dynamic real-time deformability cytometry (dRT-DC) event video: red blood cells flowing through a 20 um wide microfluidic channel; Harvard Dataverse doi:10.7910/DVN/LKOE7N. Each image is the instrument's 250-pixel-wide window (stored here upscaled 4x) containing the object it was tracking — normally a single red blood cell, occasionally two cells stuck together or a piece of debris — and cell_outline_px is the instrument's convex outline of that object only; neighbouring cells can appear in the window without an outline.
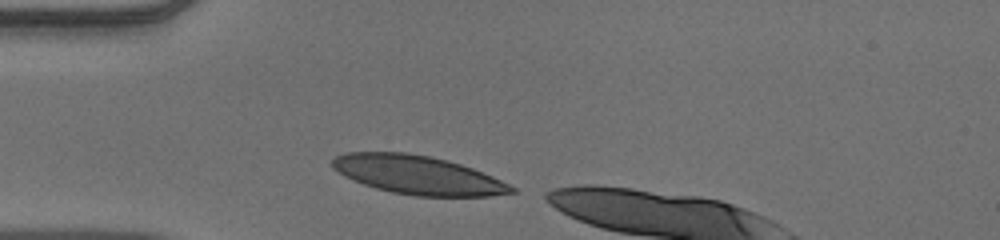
{"species": "human", "species_latin": "Homo sapiens", "temperature_condition": "warm", "stored_images_in_passage": 30, "camera_frame_rate_fps": 3000, "um_per_image_px": 0.085, "donor": {"sex": "male"}, "frame": {"image": 1, "passage_image": 1, "time_ms": 0.0, "image_size_px": [1000, 240], "cell_outline_px": [[516, 192], [488, 196], [416, 196], [392, 192], [376, 188], [352, 180], [344, 176], [332, 168], [332, 160], [336, 156], [348, 152], [408, 152], [432, 156], [448, 160], [472, 168], [492, 176], [516, 188]], "centroid_in_image_um": [35.49, 14.86], "position_along_channel_um": 49.5, "area_um2": 40.29}}
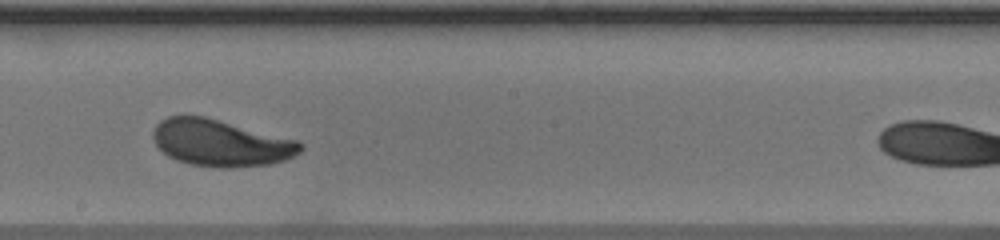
{"frame": {"image": 2, "passage_image": 16, "time_ms": 5.0, "image_size_px": [1000, 240], "cell_outline_px": [[304, 148], [300, 152], [284, 160], [272, 164], [232, 168], [216, 168], [192, 164], [176, 160], [168, 156], [156, 144], [152, 136], [152, 132], [156, 124], [160, 120], [168, 116], [204, 116], [296, 140], [304, 144]], "centroid_in_image_um": [18.75, 12.16], "position_along_channel_um": 229.4, "area_um2": 40.0}}
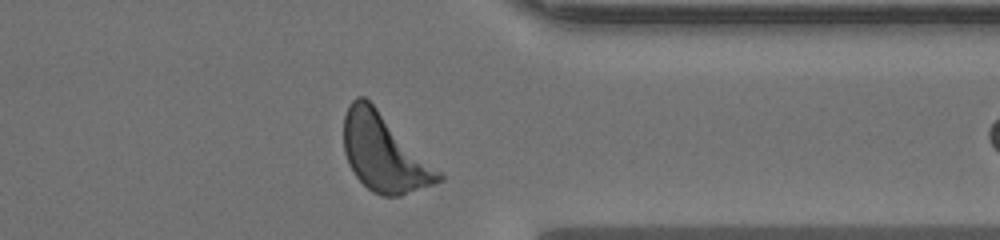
{"frame": {"image": 3, "passage_image": 28, "time_ms": 9.0, "image_size_px": [1000, 240], "cell_outline_px": [[444, 180], [436, 184], [400, 196], [380, 196], [372, 192], [356, 176], [348, 164], [344, 152], [344, 116], [348, 104], [356, 96], [364, 96], [444, 176]], "centroid_in_image_um": [32.62, 13.03], "position_along_channel_um": 378.8, "area_um2": 42.02}}